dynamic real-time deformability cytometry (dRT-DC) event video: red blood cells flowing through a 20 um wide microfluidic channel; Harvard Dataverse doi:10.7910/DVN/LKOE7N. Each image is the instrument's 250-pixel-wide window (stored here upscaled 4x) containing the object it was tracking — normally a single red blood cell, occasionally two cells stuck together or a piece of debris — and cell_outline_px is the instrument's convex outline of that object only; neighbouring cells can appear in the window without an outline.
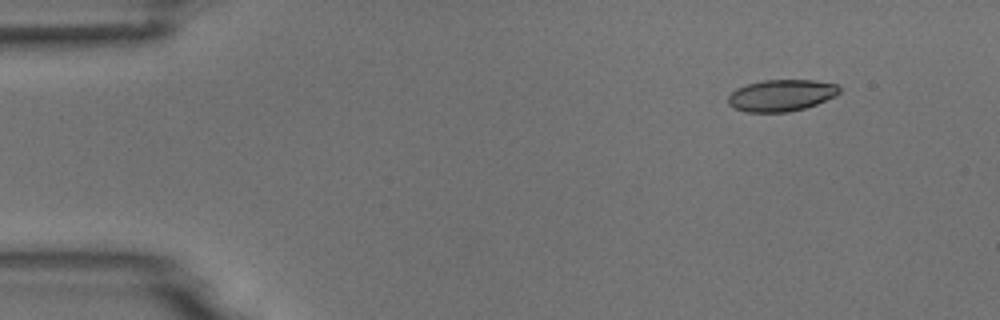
{"species": "common noctule bat (a hibernating species)", "species_latin": "Nyctalus noctula", "temperature_condition": "room temperature", "stored_images_in_passage": 3, "camera_frame_rate_fps": 3000, "um_per_image_px": 0.085, "animal": {"sex": "male", "body_mass_g": 18.8}, "frame": {"image": 1, "passage_image": 1, "time_ms": 0.0, "image_size_px": [1000, 320], "cell_outline_px": [[840, 92], [836, 96], [816, 104], [804, 108], [788, 112], [744, 112], [728, 104], [728, 96], [736, 88], [760, 80], [816, 80], [836, 84], [840, 88]], "centroid_in_image_um": [66.41, 8.1], "position_along_channel_um": 18.6, "area_um2": 20.58}}
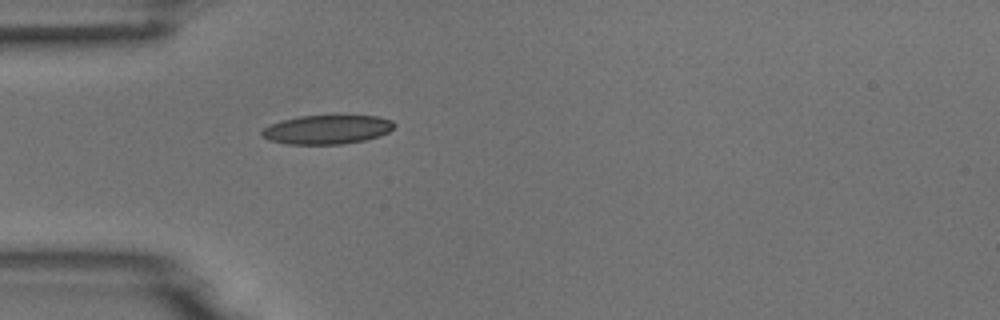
{"frame": {"image": 2, "passage_image": 3, "time_ms": 3.333, "image_size_px": [1000, 320], "cell_outline_px": [[396, 124], [388, 132], [380, 136], [364, 140], [344, 144], [288, 144], [268, 140], [260, 136], [260, 132], [264, 128], [280, 120], [300, 116], [380, 116], [392, 120]], "centroid_in_image_um": [27.79, 11.01], "position_along_channel_um": 57.2, "area_um2": 22.43}}